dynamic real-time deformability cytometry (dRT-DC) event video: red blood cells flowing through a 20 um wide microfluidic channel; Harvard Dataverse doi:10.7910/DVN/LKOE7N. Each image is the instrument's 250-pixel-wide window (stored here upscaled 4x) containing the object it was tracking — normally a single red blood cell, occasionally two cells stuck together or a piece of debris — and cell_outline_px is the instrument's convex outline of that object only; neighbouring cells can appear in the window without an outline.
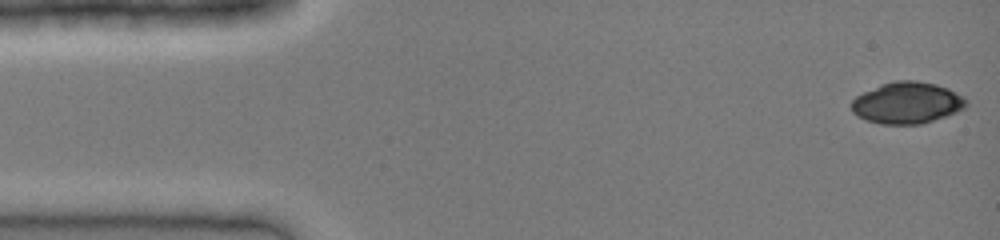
{"species": "common noctule bat (a hibernating species)", "species_latin": "Nyctalus noctula", "temperature_condition": "cold", "stored_images_in_passage": 41, "camera_frame_rate_fps": 3000, "um_per_image_px": 0.085, "animal": {"sex": "female", "body_mass_g": 19.0, "forearm_length_mm": 51.5}, "frame": {"image": 1, "passage_image": 1, "time_ms": 0.0, "image_size_px": [1000, 240], "cell_outline_px": [[968, 104], [964, 108], [956, 112], [920, 124], [880, 124], [864, 120], [856, 116], [852, 112], [852, 100], [856, 96], [880, 84], [896, 80], [916, 80], [936, 84], [948, 88], [964, 96], [968, 100]], "centroid_in_image_um": [77.09, 8.73], "position_along_channel_um": 7.9, "area_um2": 27.92}}
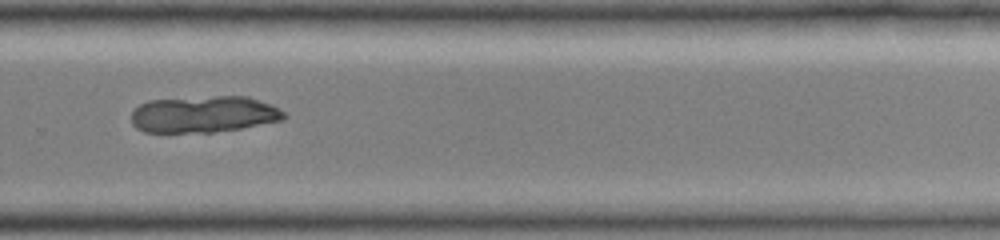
{"frame": {"image": 2, "passage_image": 28, "time_ms": 9.0, "image_size_px": [1000, 240], "cell_outline_px": [[288, 116], [284, 120], [240, 128], [212, 132], [144, 132], [136, 128], [132, 124], [132, 112], [140, 104], [148, 100], [216, 96], [248, 96], [272, 104], [280, 108]], "centroid_in_image_um": [17.36, 9.71], "position_along_channel_um": 312.4, "area_um2": 32.71}}
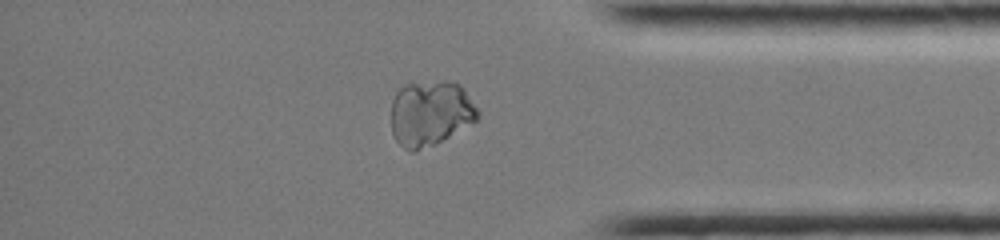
{"frame": {"image": 3, "passage_image": 34, "time_ms": 11.0, "image_size_px": [1000, 240], "cell_outline_px": [[480, 116], [476, 120], [448, 136], [432, 144], [412, 152], [404, 148], [396, 140], [392, 132], [392, 100], [396, 92], [404, 84], [444, 80], [448, 80], [460, 84], [480, 112]], "centroid_in_image_um": [36.57, 9.58], "position_along_channel_um": 398.6, "area_um2": 32.66}}